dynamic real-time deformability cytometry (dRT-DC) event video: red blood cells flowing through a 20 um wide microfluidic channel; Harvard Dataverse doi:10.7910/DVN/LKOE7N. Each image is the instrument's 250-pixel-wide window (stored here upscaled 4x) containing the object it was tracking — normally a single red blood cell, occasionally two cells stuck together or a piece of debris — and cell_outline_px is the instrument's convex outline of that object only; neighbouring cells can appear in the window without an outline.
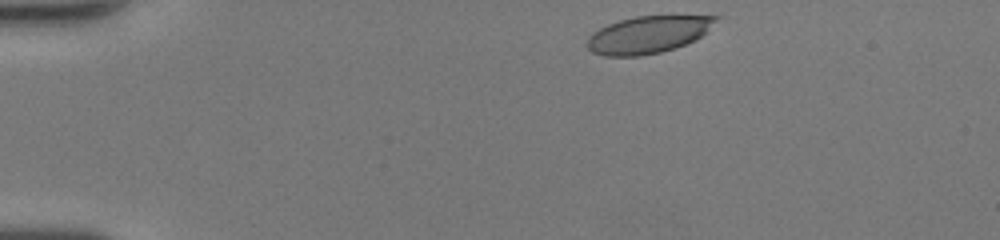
{"species": "human", "species_latin": "Homo sapiens", "temperature_condition": "room temperature", "stored_images_in_passage": 41, "camera_frame_rate_fps": 3000, "um_per_image_px": 0.085, "donor": {"sex": "female"}, "frame": {"image": 1, "passage_image": 1, "time_ms": 0.0, "image_size_px": [1000, 240], "cell_outline_px": [[720, 16], [696, 40], [660, 52], [640, 56], [604, 56], [592, 52], [584, 44], [588, 36], [592, 32], [608, 24], [620, 20], [636, 16]], "centroid_in_image_um": [54.99, 2.95], "position_along_channel_um": 30.0, "area_um2": 27.57}}
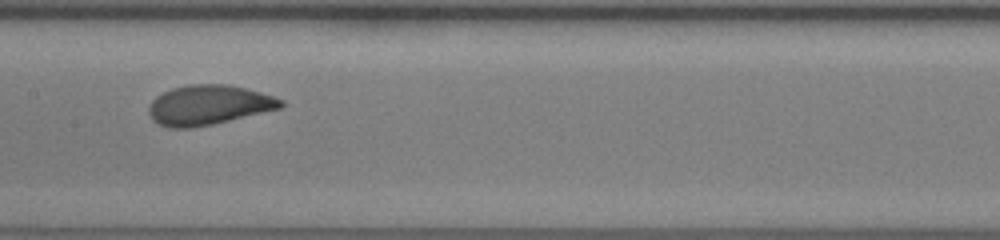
{"frame": {"image": 2, "passage_image": 18, "time_ms": 5.667, "image_size_px": [1000, 240], "cell_outline_px": [[284, 104], [280, 108], [212, 124], [192, 128], [168, 128], [152, 120], [148, 112], [148, 108], [152, 100], [156, 96], [172, 88], [188, 84], [228, 84], [244, 88], [272, 96], [284, 100]], "centroid_in_image_um": [17.69, 8.92], "position_along_channel_um": 189.7, "area_um2": 30.4}}
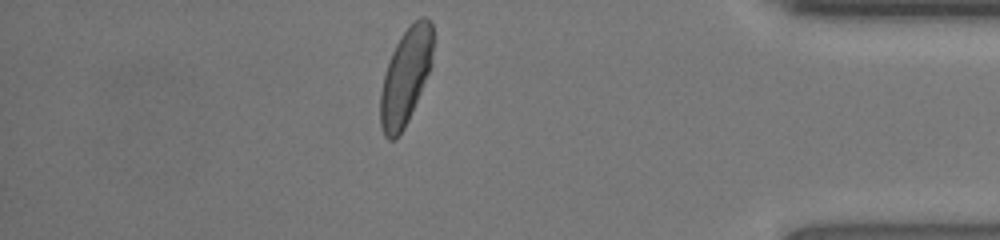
{"frame": {"image": 3, "passage_image": 35, "time_ms": 11.333, "image_size_px": [1000, 240], "cell_outline_px": [[432, 64], [408, 120], [404, 128], [392, 140], [388, 140], [384, 136], [380, 124], [380, 92], [384, 72], [388, 60], [400, 36], [420, 16], [424, 16], [432, 24]], "centroid_in_image_um": [34.45, 6.51], "position_along_channel_um": 400.8, "area_um2": 29.13}, "authors_computed_cell_mechanics": {"area_um2": 29.8826, "velocity_mm_per_s": 4.2776, "shape_relaxation_time_tau1_ms": 2.9547, "shape_relaxation_time_tau2_ms": null, "deformation_change_tau1": 0.1233, "deformation_change_tau2": null}}